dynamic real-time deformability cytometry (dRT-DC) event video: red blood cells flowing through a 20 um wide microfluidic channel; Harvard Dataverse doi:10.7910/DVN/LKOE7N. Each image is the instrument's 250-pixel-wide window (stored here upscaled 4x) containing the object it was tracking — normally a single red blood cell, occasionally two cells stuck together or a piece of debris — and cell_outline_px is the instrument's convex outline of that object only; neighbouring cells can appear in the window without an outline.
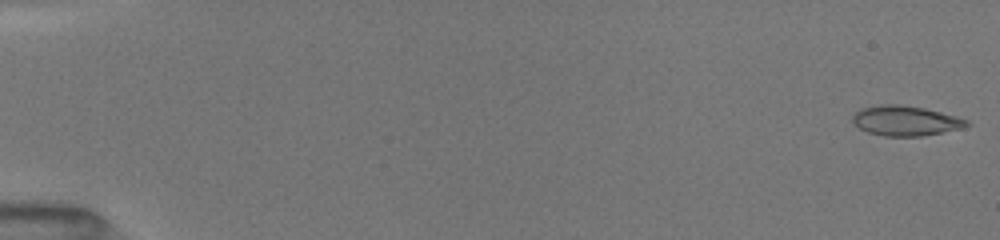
{"species": "common noctule bat (a hibernating species)", "species_latin": "Nyctalus noctula", "temperature_condition": "room temperature", "stored_images_in_passage": 51, "camera_frame_rate_fps": 3000, "um_per_image_px": 0.085, "animal": {"sex": "female", "body_mass_g": 19.5, "forearm_length_mm": 54.1}, "frame": {"image": 1, "passage_image": 1, "time_ms": 0.0, "image_size_px": [1000, 240], "cell_outline_px": [[972, 124], [964, 128], [920, 136], [884, 136], [868, 132], [852, 124], [852, 116], [860, 108], [880, 104], [900, 104], [924, 108], [956, 116], [968, 120]], "centroid_in_image_um": [76.96, 10.26], "position_along_channel_um": 8.0, "area_um2": 20.06}}
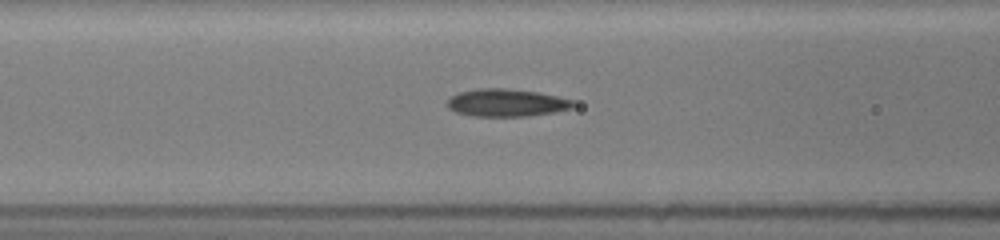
{"frame": {"image": 2, "passage_image": 22, "time_ms": 7.0, "image_size_px": [1000, 240], "cell_outline_px": [[576, 104], [572, 108], [556, 112], [528, 116], [472, 116], [456, 112], [448, 108], [444, 104], [452, 96], [460, 92], [476, 88], [504, 88], [536, 92], [556, 96], [572, 100]], "centroid_in_image_um": [43.03, 8.74], "position_along_channel_um": 123.6, "area_um2": 20.29}}
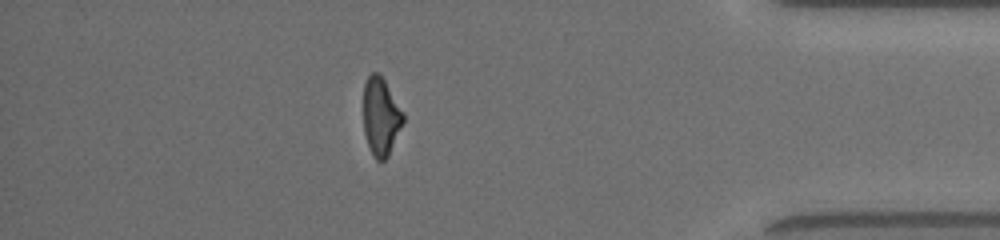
{"frame": {"image": 3, "passage_image": 45, "time_ms": 14.667, "image_size_px": [1000, 240], "cell_outline_px": [[404, 120], [388, 156], [384, 160], [376, 160], [372, 156], [364, 132], [364, 84], [368, 76], [372, 72], [376, 72], [384, 80], [404, 112]], "centroid_in_image_um": [32.37, 9.91], "position_along_channel_um": 402.8, "area_um2": 17.86}, "authors_computed_cell_mechanics": {"area_um2": 19.5942, "velocity_mm_per_s": 4.079, "shape_relaxation_time_tau1_ms": 11.1632, "shape_relaxation_time_tau2_ms": 2.3259, "deformation_change_tau1": 0.2596, "deformation_change_tau2": 0.103}}